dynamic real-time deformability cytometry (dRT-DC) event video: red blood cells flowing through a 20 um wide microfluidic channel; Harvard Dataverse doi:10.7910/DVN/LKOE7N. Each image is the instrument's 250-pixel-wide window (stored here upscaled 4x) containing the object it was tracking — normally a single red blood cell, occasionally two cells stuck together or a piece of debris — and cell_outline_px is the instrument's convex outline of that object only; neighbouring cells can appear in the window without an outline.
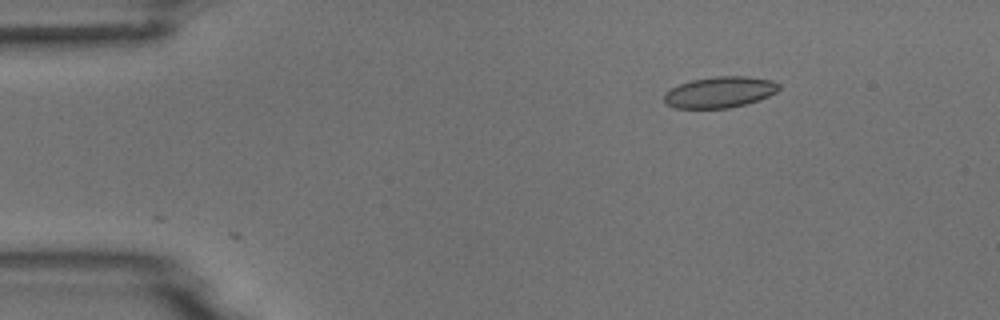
{"species": "common noctule bat (a hibernating species)", "species_latin": "Nyctalus noctula", "temperature_condition": "room temperature", "stored_images_in_passage": 6, "camera_frame_rate_fps": 3000, "um_per_image_px": 0.085, "animal": {"sex": "male", "body_mass_g": 18.8}, "frame": {"image": 1, "passage_image": 3, "time_ms": 2.333, "image_size_px": [1000, 320], "cell_outline_px": [[780, 88], [776, 92], [760, 100], [728, 108], [676, 108], [668, 104], [664, 100], [664, 92], [680, 84], [692, 80], [716, 76], [748, 76], [772, 80], [780, 84]], "centroid_in_image_um": [61.21, 7.83], "position_along_channel_um": 23.8, "area_um2": 20.75}}
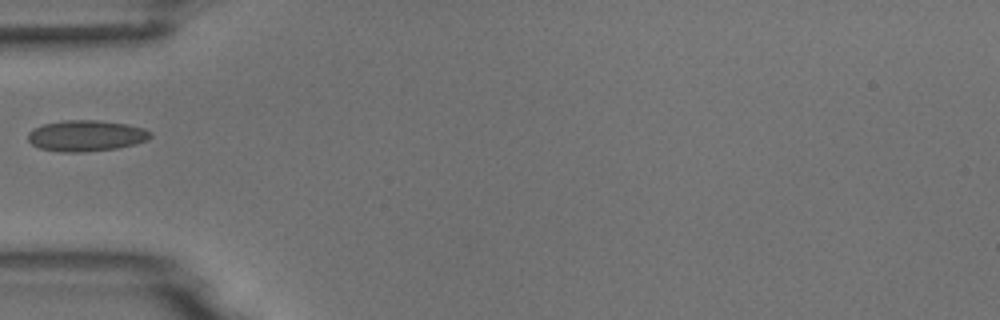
{"frame": {"image": 2, "passage_image": 5, "time_ms": 5.667, "image_size_px": [1000, 320], "cell_outline_px": [[152, 136], [148, 140], [136, 144], [116, 148], [84, 152], [60, 152], [40, 148], [32, 144], [28, 140], [28, 132], [44, 124], [64, 120], [96, 120], [128, 124], [144, 128], [152, 132]], "centroid_in_image_um": [7.36, 11.54], "position_along_channel_um": 77.6, "area_um2": 22.2}}